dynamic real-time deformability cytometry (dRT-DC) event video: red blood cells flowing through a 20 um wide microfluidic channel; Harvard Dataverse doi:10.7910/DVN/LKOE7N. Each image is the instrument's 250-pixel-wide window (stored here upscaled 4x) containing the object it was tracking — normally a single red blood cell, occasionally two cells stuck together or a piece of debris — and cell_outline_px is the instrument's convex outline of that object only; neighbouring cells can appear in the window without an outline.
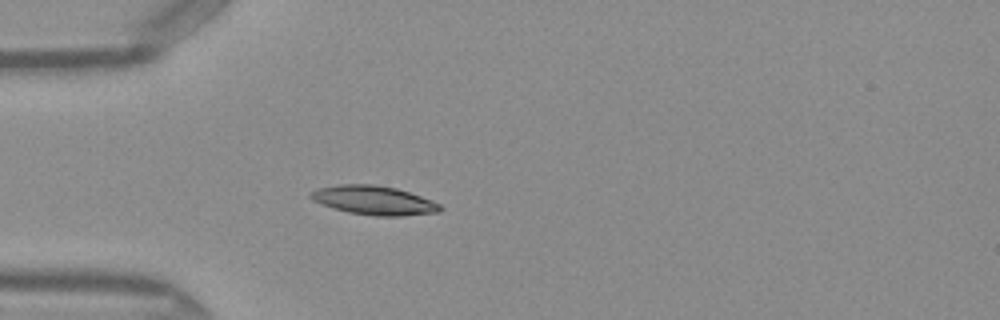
{"species": "Egyptian fruit bat (a non-hibernating species)", "species_latin": "Rousettus aegyptiacus", "temperature_condition": "warm", "stored_images_in_passage": 50, "camera_frame_rate_fps": 3000, "um_per_image_px": 0.085, "frame": {"image": 1, "passage_image": 15, "time_ms": 4.667, "image_size_px": [1000, 320], "cell_outline_px": [[444, 208], [440, 212], [404, 216], [376, 216], [348, 212], [320, 204], [312, 200], [308, 196], [308, 192], [316, 188], [340, 184], [376, 184], [396, 188], [432, 200], [440, 204]], "centroid_in_image_um": [31.76, 17.02], "position_along_channel_um": 53.2, "area_um2": 22.14}}
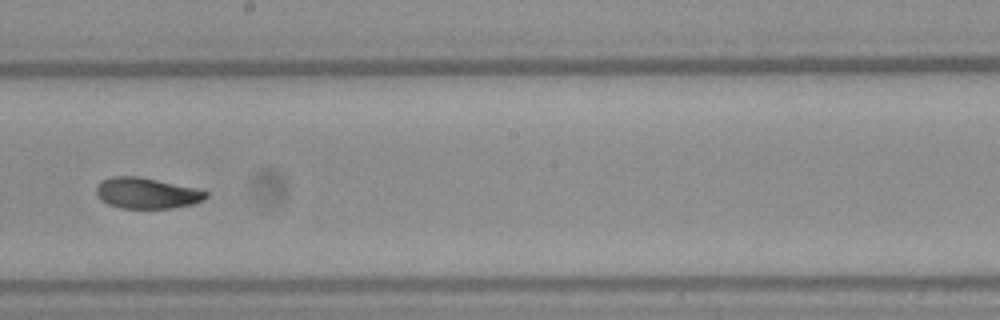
{"frame": {"image": 2, "passage_image": 29, "time_ms": 9.333, "image_size_px": [1000, 320], "cell_outline_px": [[208, 196], [204, 200], [192, 204], [172, 208], [120, 208], [108, 204], [96, 192], [96, 188], [104, 180], [112, 176], [136, 176], [156, 180], [192, 188], [208, 192]], "centroid_in_image_um": [12.49, 16.43], "position_along_channel_um": 235.7, "area_um2": 19.19}}
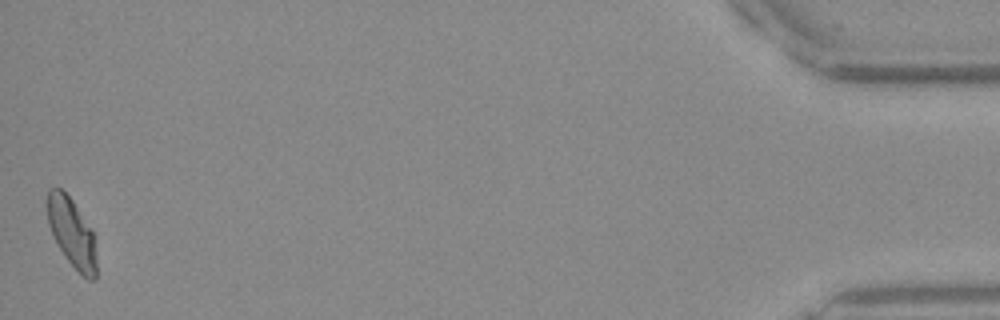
{"frame": {"image": 3, "passage_image": 50, "time_ms": 16.333, "image_size_px": [1000, 320], "cell_outline_px": [[96, 280], [88, 280], [64, 256], [48, 224], [48, 188], [60, 188], [72, 200], [92, 228], [96, 256]], "centroid_in_image_um": [6.13, 19.78], "position_along_channel_um": 429.1, "area_um2": 19.36}, "authors_computed_cell_mechanics": {"area_um2": 20.1433, "velocity_mm_per_s": 4.0842, "shape_relaxation_time_tau1_ms": 4.1775, "shape_relaxation_time_tau2_ms": 2.9108, "deformation_change_tau1": 0.1427, "deformation_change_tau2": 0.08}}